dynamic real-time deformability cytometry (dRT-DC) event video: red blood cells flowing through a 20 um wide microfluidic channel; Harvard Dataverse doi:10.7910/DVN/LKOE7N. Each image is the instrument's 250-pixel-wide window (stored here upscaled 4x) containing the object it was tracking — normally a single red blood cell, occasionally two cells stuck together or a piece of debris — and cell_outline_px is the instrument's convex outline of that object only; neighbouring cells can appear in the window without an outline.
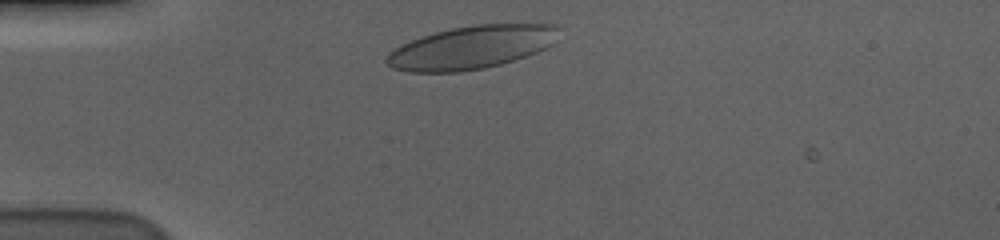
{"species": "human", "species_latin": "Homo sapiens", "temperature_condition": "cold", "stored_images_in_passage": 35, "camera_frame_rate_fps": 3000, "um_per_image_px": 0.085, "donor": {"sex": "male"}, "frame": {"image": 1, "passage_image": 2, "time_ms": 0.333, "image_size_px": [1000, 240], "cell_outline_px": [[560, 28], [552, 44], [536, 52], [500, 64], [484, 68], [460, 72], [408, 72], [392, 68], [384, 60], [384, 56], [388, 52], [400, 44], [436, 32], [452, 28], [476, 24], [556, 24]], "centroid_in_image_um": [40.02, 4.03], "position_along_channel_um": 45.0, "area_um2": 43.12}}
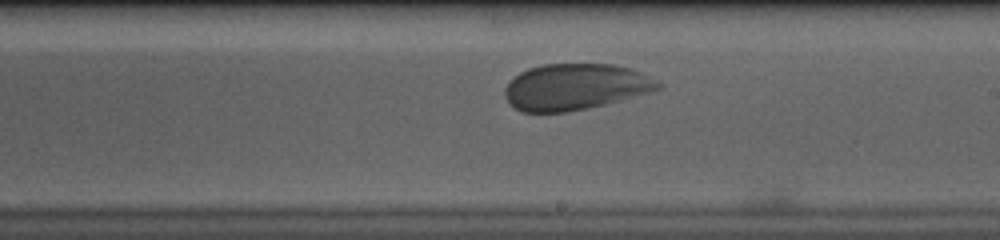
{"frame": {"image": 2, "passage_image": 21, "time_ms": 6.667, "image_size_px": [1000, 240], "cell_outline_px": [[664, 88], [652, 92], [588, 108], [568, 112], [520, 112], [508, 104], [504, 96], [504, 88], [508, 80], [520, 72], [528, 68], [544, 64], [616, 64], [632, 68], [660, 80], [664, 84]], "centroid_in_image_um": [48.92, 7.38], "position_along_channel_um": 240.1, "area_um2": 42.08}}
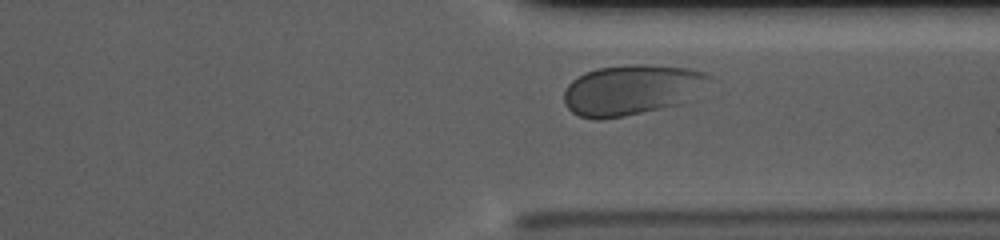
{"frame": {"image": 3, "passage_image": 31, "time_ms": 10.0, "image_size_px": [1000, 240], "cell_outline_px": [[712, 76], [684, 104], [624, 116], [600, 120], [592, 120], [580, 116], [572, 112], [564, 104], [564, 92], [568, 84], [572, 80], [584, 72], [596, 68], [628, 64], [644, 64], [688, 68], [704, 72]], "centroid_in_image_um": [53.63, 7.64], "position_along_channel_um": 357.8, "area_um2": 42.77}, "authors_computed_cell_mechanics": {"area_um2": 41.3848, "velocity_mm_per_s": 3.5055, "shape_relaxation_time_tau1_ms": 6.2292, "shape_relaxation_time_tau2_ms": null, "deformation_change_tau1": 0.1399, "deformation_change_tau2": null}}